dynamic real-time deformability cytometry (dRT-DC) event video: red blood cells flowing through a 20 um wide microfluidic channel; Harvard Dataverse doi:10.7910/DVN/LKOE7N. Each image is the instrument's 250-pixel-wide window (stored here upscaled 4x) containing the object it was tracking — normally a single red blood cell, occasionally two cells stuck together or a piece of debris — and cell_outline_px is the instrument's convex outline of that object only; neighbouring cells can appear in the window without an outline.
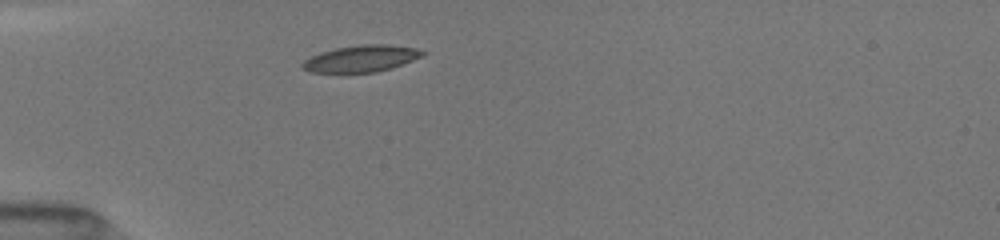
{"species": "common noctule bat (a hibernating species)", "species_latin": "Nyctalus noctula", "temperature_condition": "room temperature", "stored_images_in_passage": 27, "camera_frame_rate_fps": 3000, "um_per_image_px": 0.085, "animal": {"sex": "female", "body_mass_g": 19.5, "forearm_length_mm": 54.1}, "frame": {"image": 1, "passage_image": 1, "time_ms": 0.0, "image_size_px": [1000, 240], "cell_outline_px": [[428, 52], [424, 56], [392, 68], [376, 72], [308, 72], [300, 68], [300, 64], [304, 60], [320, 52], [336, 48], [360, 44], [388, 44], [416, 48]], "centroid_in_image_um": [30.72, 4.97], "position_along_channel_um": 54.3, "area_um2": 18.84}}
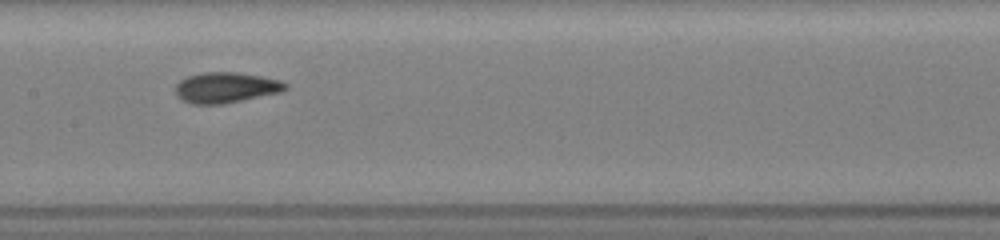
{"frame": {"image": 2, "passage_image": 16, "time_ms": 3.667, "image_size_px": [1000, 240], "cell_outline_px": [[288, 88], [280, 92], [224, 104], [192, 104], [176, 96], [176, 84], [180, 80], [188, 76], [204, 72], [236, 72], [260, 76], [280, 80], [288, 84]], "centroid_in_image_um": [19.2, 7.44], "position_along_channel_um": 188.2, "area_um2": 19.54}}
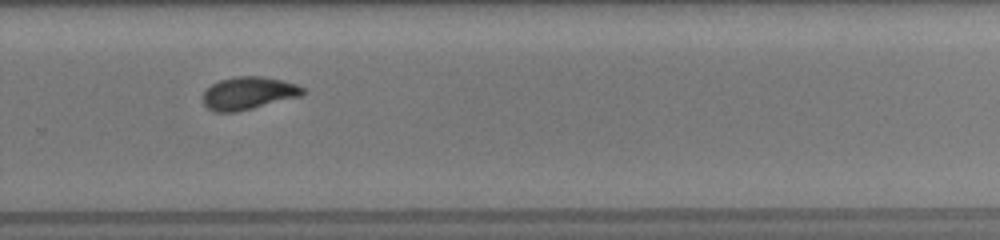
{"frame": {"image": 3, "passage_image": 24, "time_ms": 6.667, "image_size_px": [1000, 240], "cell_outline_px": [[304, 92], [300, 96], [236, 112], [216, 112], [208, 108], [204, 104], [204, 92], [212, 84], [220, 80], [236, 76], [260, 76], [280, 80], [296, 84], [304, 88]], "centroid_in_image_um": [21.1, 7.92], "position_along_channel_um": 308.7, "area_um2": 18.67}}